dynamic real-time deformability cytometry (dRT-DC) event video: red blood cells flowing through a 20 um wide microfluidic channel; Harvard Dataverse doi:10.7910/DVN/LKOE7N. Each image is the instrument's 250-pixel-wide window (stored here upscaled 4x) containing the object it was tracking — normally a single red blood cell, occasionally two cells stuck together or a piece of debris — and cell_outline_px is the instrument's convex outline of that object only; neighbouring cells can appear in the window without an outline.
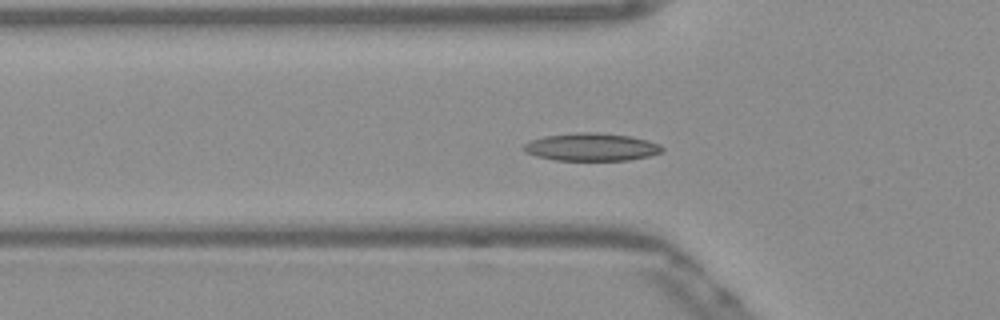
{"species": "Egyptian fruit bat (a non-hibernating species)", "species_latin": "Rousettus aegyptiacus", "temperature_condition": "warm", "stored_images_in_passage": 54, "camera_frame_rate_fps": 3000, "um_per_image_px": 0.085, "frame": {"image": 1, "passage_image": 18, "time_ms": 5.667, "image_size_px": [1000, 320], "cell_outline_px": [[664, 152], [648, 156], [628, 160], [552, 160], [536, 156], [524, 152], [520, 148], [528, 140], [544, 136], [580, 132], [596, 132], [628, 136], [660, 144], [664, 148]], "centroid_in_image_um": [50.21, 12.5], "position_along_channel_um": 75.6, "area_um2": 22.48}}
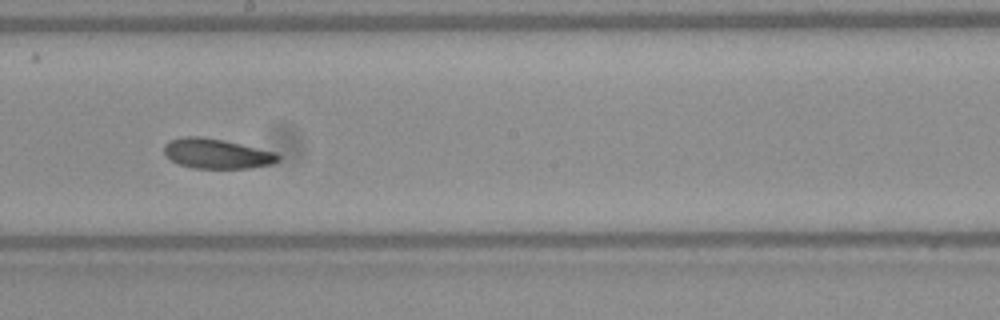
{"frame": {"image": 2, "passage_image": 30, "time_ms": 9.667, "image_size_px": [1000, 320], "cell_outline_px": [[280, 160], [272, 164], [252, 168], [192, 168], [180, 164], [172, 160], [164, 152], [164, 144], [168, 140], [184, 136], [200, 136], [224, 140], [276, 152], [280, 156]], "centroid_in_image_um": [18.44, 13.05], "position_along_channel_um": 229.8, "area_um2": 19.94}}
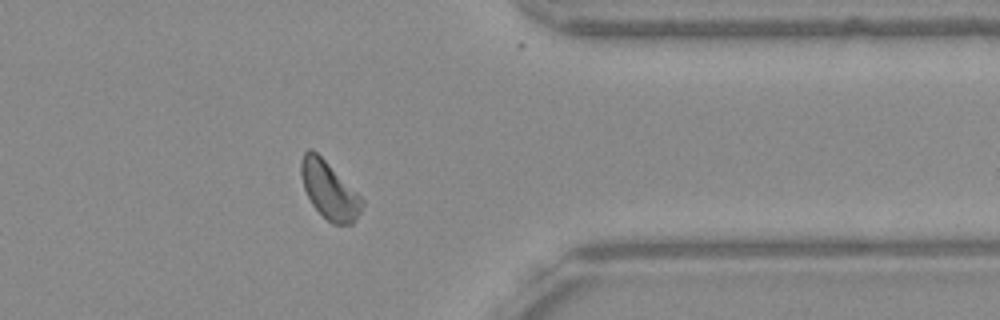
{"frame": {"image": 3, "passage_image": 43, "time_ms": 14.0, "image_size_px": [1000, 320], "cell_outline_px": [[364, 204], [360, 212], [352, 224], [332, 224], [312, 204], [304, 188], [300, 172], [300, 160], [304, 152], [308, 148], [312, 148], [364, 200]], "centroid_in_image_um": [27.96, 16.16], "position_along_channel_um": 383.4, "area_um2": 19.94}, "authors_computed_cell_mechanics": {"area_um2": 20.1144, "velocity_mm_per_s": 3.8345, "shape_relaxation_time_tau1_ms": 3.3122, "shape_relaxation_time_tau2_ms": 7.665, "deformation_change_tau1": 0.1181, "deformation_change_tau2": 0.1213}}